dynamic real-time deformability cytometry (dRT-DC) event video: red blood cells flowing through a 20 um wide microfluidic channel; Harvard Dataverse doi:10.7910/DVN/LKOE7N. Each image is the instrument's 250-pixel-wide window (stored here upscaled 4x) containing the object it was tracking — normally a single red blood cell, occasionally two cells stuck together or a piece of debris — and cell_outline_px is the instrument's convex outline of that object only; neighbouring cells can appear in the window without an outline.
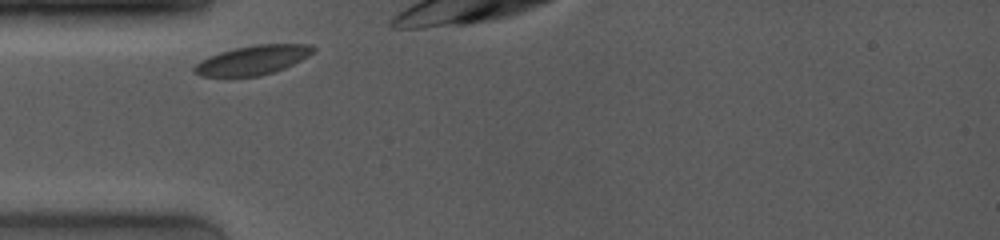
{"species": "common noctule bat (a hibernating species)", "species_latin": "Nyctalus noctula", "temperature_condition": "room temperature", "stored_images_in_passage": 5, "camera_frame_rate_fps": 4000, "um_per_image_px": 0.085, "animal": {"sex": "female", "body_mass_g": 19.0, "forearm_length_mm": 53.3}, "frame": {"image": 1, "passage_image": 1, "time_ms": 0.0, "image_size_px": [1000, 240], "cell_outline_px": [[316, 48], [308, 56], [284, 68], [260, 76], [200, 76], [192, 72], [192, 68], [200, 60], [208, 56], [220, 52], [236, 48], [256, 44], [312, 44]], "centroid_in_image_um": [21.45, 5.1], "position_along_channel_um": 63.6, "area_um2": 20.17}}